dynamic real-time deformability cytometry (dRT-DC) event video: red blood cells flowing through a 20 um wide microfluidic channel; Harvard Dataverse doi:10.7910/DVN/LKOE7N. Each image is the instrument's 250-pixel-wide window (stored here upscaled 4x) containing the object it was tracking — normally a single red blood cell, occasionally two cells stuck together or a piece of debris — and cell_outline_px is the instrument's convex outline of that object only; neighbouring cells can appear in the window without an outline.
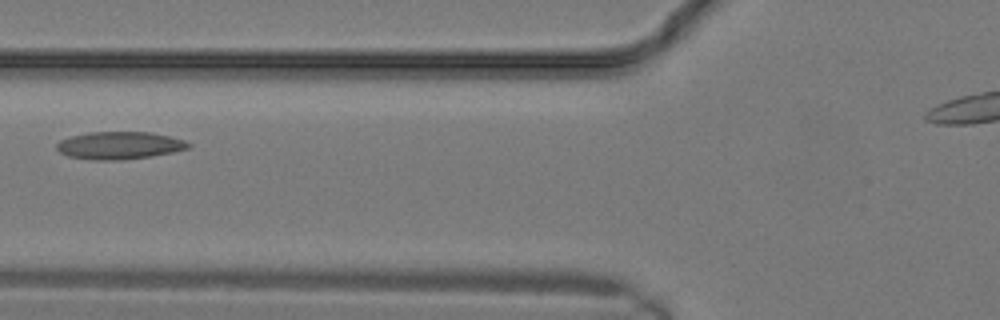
{"species": "common noctule bat (a hibernating species)", "species_latin": "Nyctalus noctula", "temperature_condition": "warm", "stored_images_in_passage": 11, "camera_frame_rate_fps": 3000, "um_per_image_px": 0.085, "animal": {"sex": "male", "body_mass_g": 19.2, "forearm_length_mm": 51.8}, "frame": {"image": 1, "passage_image": 7, "time_ms": 2.0, "image_size_px": [1000, 320], "cell_outline_px": [[192, 144], [188, 148], [172, 152], [124, 160], [92, 160], [68, 156], [60, 152], [56, 148], [56, 144], [60, 140], [72, 136], [88, 132], [148, 132], [168, 136], [184, 140]], "centroid_in_image_um": [10.12, 12.36], "position_along_channel_um": 115.7, "area_um2": 20.98}}
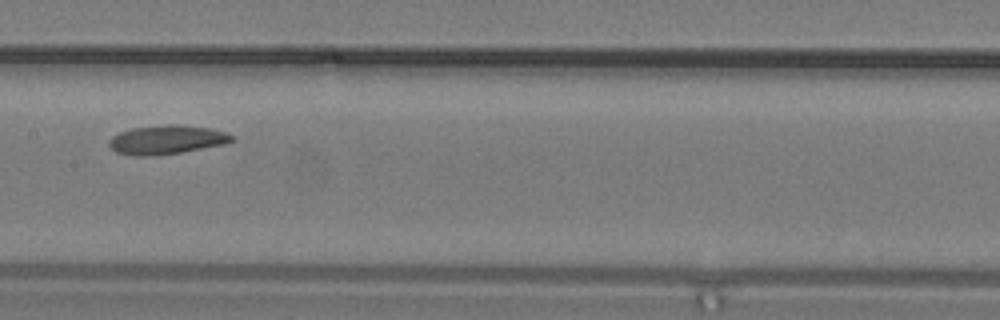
{"frame": {"image": 2, "passage_image": 10, "time_ms": 3.0, "image_size_px": [1000, 320], "cell_outline_px": [[236, 140], [224, 144], [180, 152], [156, 156], [132, 156], [116, 152], [108, 144], [108, 140], [112, 136], [120, 132], [132, 128], [168, 124], [176, 124], [208, 128], [228, 132], [236, 136]], "centroid_in_image_um": [14.18, 11.88], "position_along_channel_um": 193.2, "area_um2": 20.87}}